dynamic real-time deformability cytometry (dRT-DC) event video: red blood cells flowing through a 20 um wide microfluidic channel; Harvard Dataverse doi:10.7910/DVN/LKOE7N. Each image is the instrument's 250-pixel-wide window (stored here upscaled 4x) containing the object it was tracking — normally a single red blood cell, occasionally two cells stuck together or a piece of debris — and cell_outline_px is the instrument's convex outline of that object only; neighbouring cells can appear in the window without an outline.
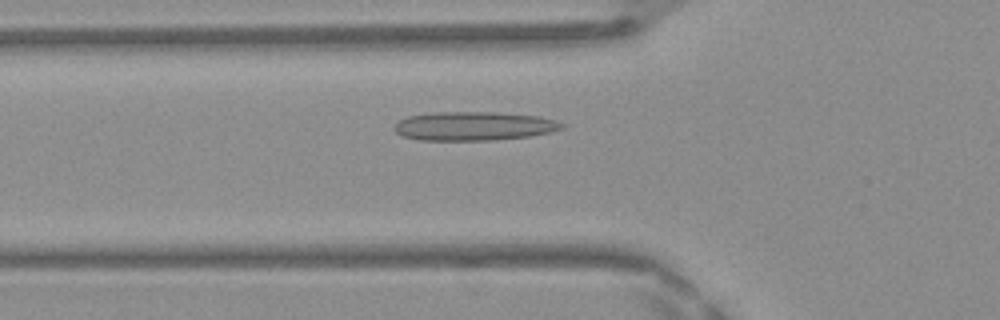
{"species": "Egyptian fruit bat (a non-hibernating species)", "species_latin": "Rousettus aegyptiacus", "temperature_condition": "warm", "stored_images_in_passage": 43, "camera_frame_rate_fps": 3000, "um_per_image_px": 0.085, "frame": {"image": 1, "passage_image": 12, "time_ms": 3.667, "image_size_px": [1000, 320], "cell_outline_px": [[564, 128], [552, 132], [528, 136], [492, 140], [420, 140], [400, 136], [392, 128], [400, 120], [408, 116], [432, 112], [496, 112], [536, 116], [556, 120], [564, 124]], "centroid_in_image_um": [40.25, 10.72], "position_along_channel_um": 85.5, "area_um2": 28.21}}
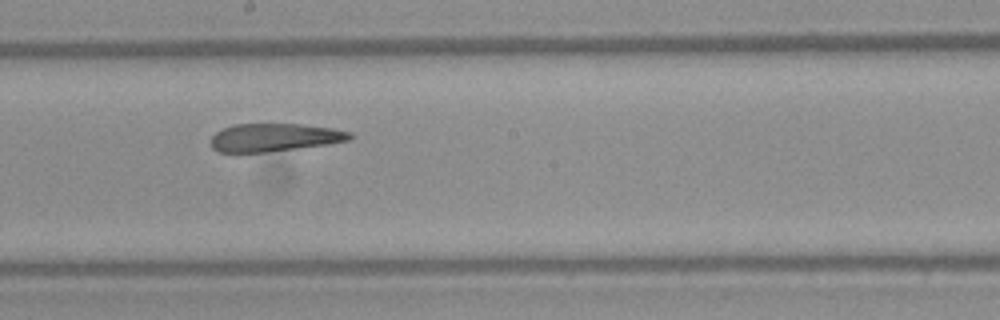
{"frame": {"image": 2, "passage_image": 22, "time_ms": 7.0, "image_size_px": [1000, 320], "cell_outline_px": [[356, 136], [352, 140], [328, 144], [264, 152], [216, 152], [212, 148], [208, 140], [216, 132], [224, 128], [236, 124], [300, 124], [332, 128], [352, 132]], "centroid_in_image_um": [23.34, 11.68], "position_along_channel_um": 224.9, "area_um2": 22.83}}
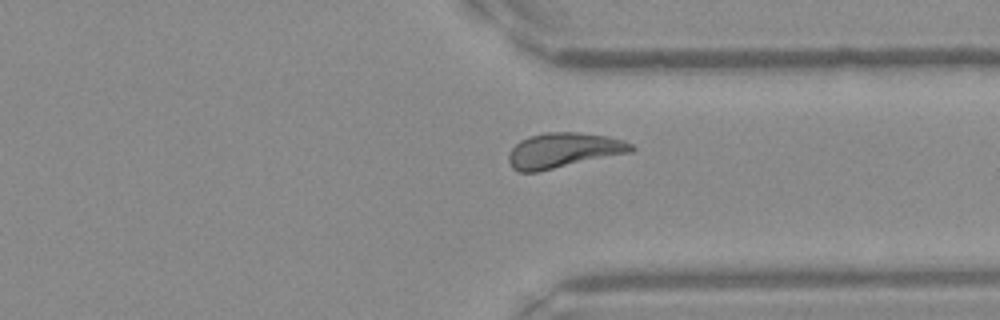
{"frame": {"image": 3, "passage_image": 32, "time_ms": 10.333, "image_size_px": [1000, 320], "cell_outline_px": [[636, 148], [632, 152], [536, 172], [520, 172], [512, 168], [508, 160], [508, 156], [512, 148], [520, 140], [528, 136], [544, 132], [576, 132], [608, 136], [624, 140], [632, 144]], "centroid_in_image_um": [47.9, 12.77], "position_along_channel_um": 363.5, "area_um2": 25.09}, "authors_computed_cell_mechanics": {"area_um2": 24.9118, "velocity_mm_per_s": 4.1599, "shape_relaxation_time_tau1_ms": null, "shape_relaxation_time_tau2_ms": 1.7392, "deformation_change_tau1": null, "deformation_change_tau2": 0.0847}}